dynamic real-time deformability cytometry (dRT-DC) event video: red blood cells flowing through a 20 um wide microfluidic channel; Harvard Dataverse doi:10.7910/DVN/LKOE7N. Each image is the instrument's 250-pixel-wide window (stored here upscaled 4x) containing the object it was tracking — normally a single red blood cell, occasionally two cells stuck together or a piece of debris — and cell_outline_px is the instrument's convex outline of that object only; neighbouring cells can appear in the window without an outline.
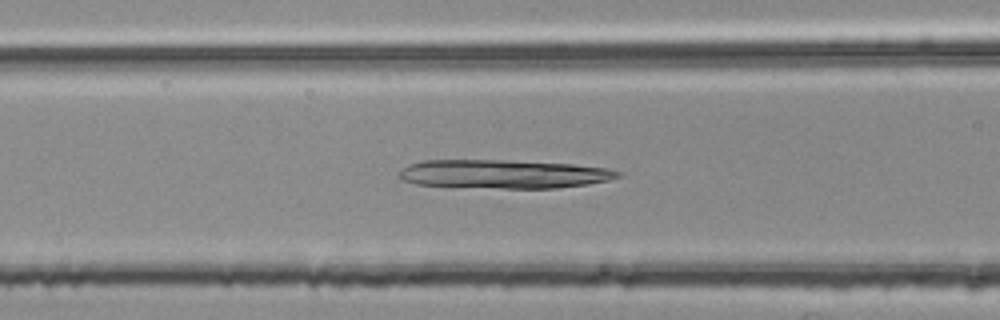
{"species": "common noctule bat (a hibernating species)", "species_latin": "Nyctalus noctula", "temperature_condition": "room temperature", "stored_images_in_passage": 45, "camera_frame_rate_fps": 3000, "um_per_image_px": 0.085, "animal": {"sex": "female", "body_mass_g": 25.1}, "frame": {"image": 1, "passage_image": 13, "time_ms": 4.0, "image_size_px": [1000, 320], "cell_outline_px": [[624, 172], [620, 176], [608, 180], [588, 184], [556, 188], [504, 188], [416, 184], [404, 180], [396, 172], [400, 168], [408, 164], [424, 160], [508, 160], [572, 164], [608, 168]], "centroid_in_image_um": [42.81, 14.78], "position_along_channel_um": 123.8, "area_um2": 36.53}}
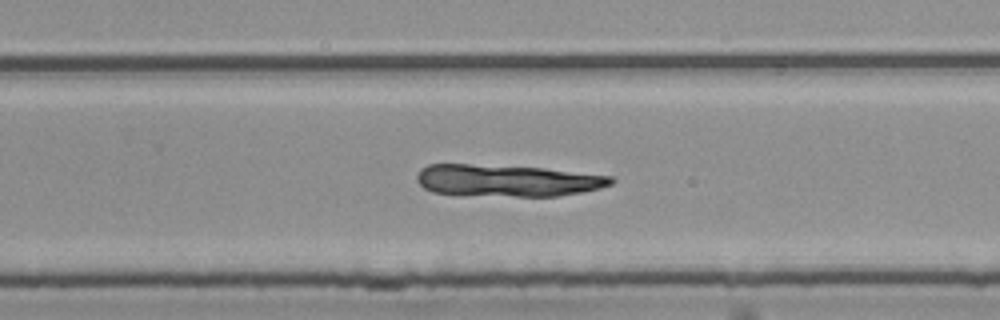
{"frame": {"image": 2, "passage_image": 26, "time_ms": 8.333, "image_size_px": [1000, 320], "cell_outline_px": [[616, 180], [612, 184], [600, 188], [580, 192], [556, 196], [516, 196], [432, 192], [424, 188], [416, 180], [416, 176], [420, 168], [428, 164], [468, 164], [544, 168], [612, 176]], "centroid_in_image_um": [43.12, 15.33], "position_along_channel_um": 286.7, "area_um2": 35.72}}
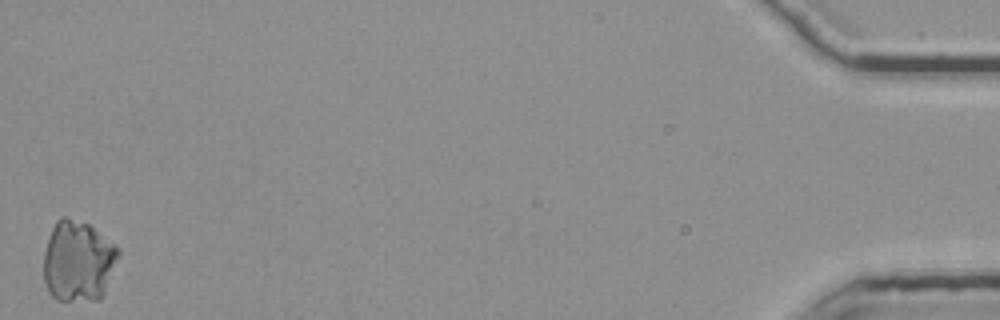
{"frame": {"image": 3, "passage_image": 45, "time_ms": 14.667, "image_size_px": [1000, 320], "cell_outline_px": [[120, 256], [104, 296], [100, 300], [56, 300], [48, 292], [44, 280], [44, 252], [52, 228], [56, 220], [60, 216], [64, 216], [88, 224], [116, 244], [120, 248]], "centroid_in_image_um": [6.67, 22.21], "position_along_channel_um": 428.5, "area_um2": 35.78}}